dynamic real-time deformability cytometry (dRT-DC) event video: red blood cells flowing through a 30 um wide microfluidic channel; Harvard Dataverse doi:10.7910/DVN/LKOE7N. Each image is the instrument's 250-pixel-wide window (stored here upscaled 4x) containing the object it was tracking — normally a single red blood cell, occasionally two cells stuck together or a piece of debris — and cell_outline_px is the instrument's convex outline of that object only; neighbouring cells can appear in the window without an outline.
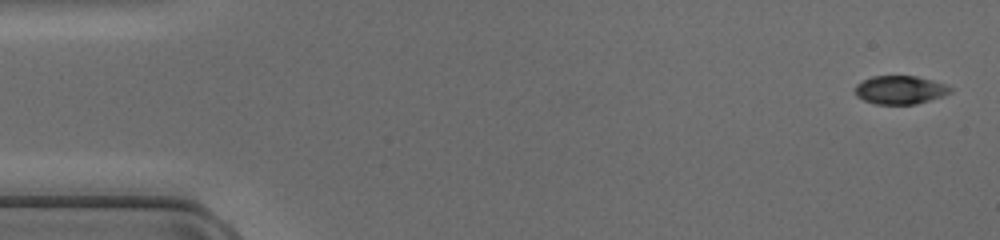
{"species": "common noctule bat (a hibernating species)", "species_latin": "Nyctalus noctula", "temperature_condition": "cold", "stored_images_in_passage": 47, "camera_frame_rate_fps": 3000, "um_per_image_px": 0.085, "animal": {"sex": "female", "body_mass_g": 17.0, "forearm_length_mm": 48.0}, "frame": {"image": 1, "passage_image": 1, "time_ms": 0.0, "image_size_px": [1000, 240], "cell_outline_px": [[952, 92], [916, 104], [876, 104], [864, 100], [856, 96], [856, 84], [872, 76], [916, 76], [948, 84], [952, 88]], "centroid_in_image_um": [76.52, 7.63], "position_along_channel_um": 8.5, "area_um2": 15.66}}
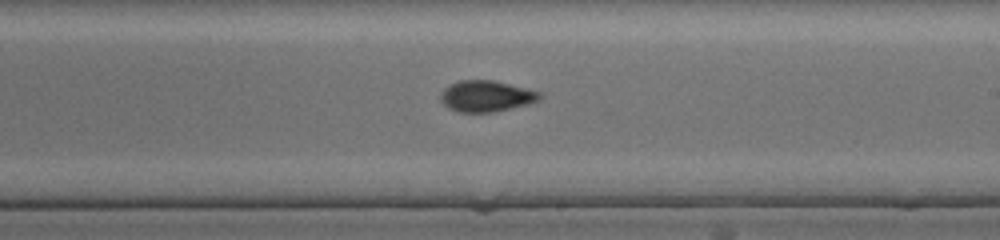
{"frame": {"image": 2, "passage_image": 27, "time_ms": 8.667, "image_size_px": [1000, 240], "cell_outline_px": [[544, 96], [540, 100], [528, 104], [492, 112], [456, 112], [448, 108], [440, 100], [440, 92], [448, 84], [460, 80], [492, 80], [544, 92]], "centroid_in_image_um": [41.34, 8.16], "position_along_channel_um": 247.7, "area_um2": 18.26}}
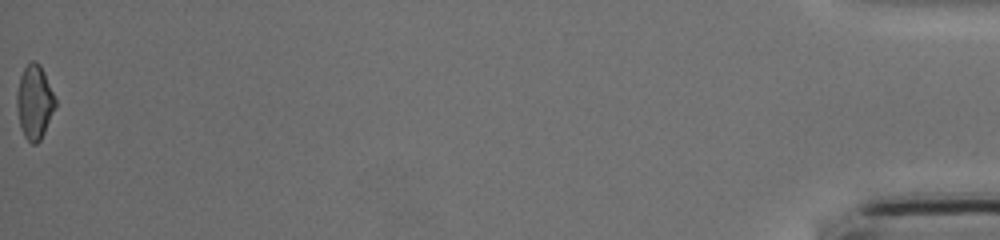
{"frame": {"image": 3, "passage_image": 47, "time_ms": 15.333, "image_size_px": [1000, 240], "cell_outline_px": [[56, 108], [40, 140], [36, 144], [32, 144], [24, 136], [20, 128], [16, 108], [16, 92], [20, 76], [24, 68], [32, 60], [36, 60], [40, 64], [44, 72], [56, 100]], "centroid_in_image_um": [2.92, 8.68], "position_along_channel_um": 432.3, "area_um2": 16.76}}